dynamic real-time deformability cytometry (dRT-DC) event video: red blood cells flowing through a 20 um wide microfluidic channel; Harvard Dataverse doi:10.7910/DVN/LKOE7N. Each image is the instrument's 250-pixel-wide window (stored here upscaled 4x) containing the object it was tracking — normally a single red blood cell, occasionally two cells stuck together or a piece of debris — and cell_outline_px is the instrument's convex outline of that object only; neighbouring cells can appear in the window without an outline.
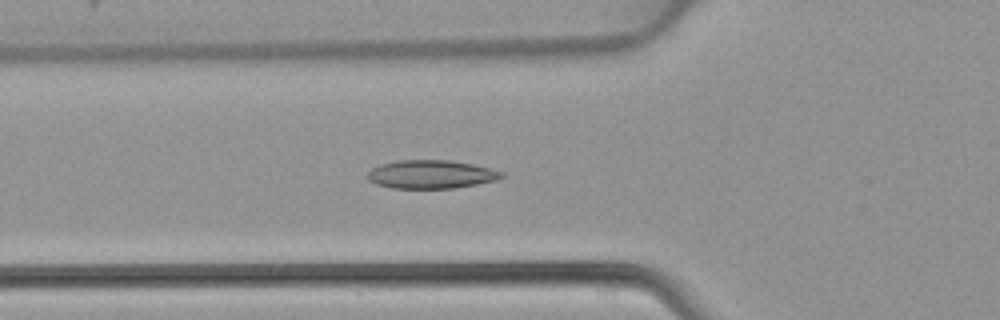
{"species": "common noctule bat (a hibernating species)", "species_latin": "Nyctalus noctula", "temperature_condition": "warm", "stored_images_in_passage": 34, "camera_frame_rate_fps": 3000, "um_per_image_px": 0.085, "animal": {"sex": "female", "body_mass_g": 22.7, "forearm_length_mm": 54.2}, "frame": {"image": 1, "passage_image": 3, "time_ms": 0.667, "image_size_px": [1000, 320], "cell_outline_px": [[504, 176], [496, 180], [476, 184], [452, 188], [392, 188], [376, 184], [368, 180], [368, 172], [372, 168], [380, 164], [396, 160], [448, 160], [472, 164], [504, 172]], "centroid_in_image_um": [36.61, 14.81], "position_along_channel_um": 89.2, "area_um2": 22.08}}
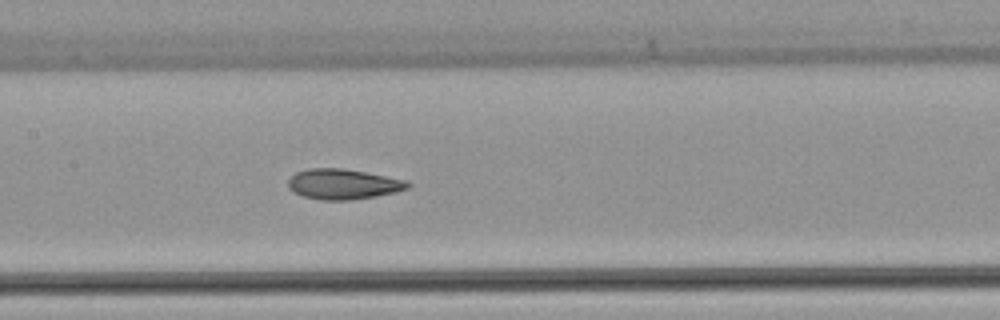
{"frame": {"image": 2, "passage_image": 9, "time_ms": 2.667, "image_size_px": [1000, 320], "cell_outline_px": [[412, 184], [408, 188], [396, 192], [376, 196], [352, 200], [320, 200], [304, 196], [288, 188], [288, 180], [296, 172], [308, 168], [344, 168], [408, 180]], "centroid_in_image_um": [29.2, 15.65], "position_along_channel_um": 178.2, "area_um2": 21.21}}
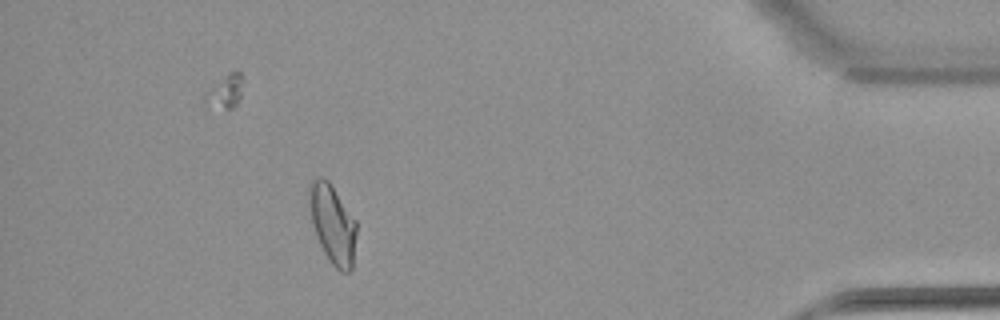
{"frame": {"image": 3, "passage_image": 28, "time_ms": 9.0, "image_size_px": [1000, 320], "cell_outline_px": [[356, 232], [352, 268], [348, 272], [340, 272], [328, 260], [316, 236], [312, 224], [312, 180], [316, 176], [324, 176], [328, 180], [356, 220]], "centroid_in_image_um": [28.32, 19.1], "position_along_channel_um": 406.9, "area_um2": 21.04}}